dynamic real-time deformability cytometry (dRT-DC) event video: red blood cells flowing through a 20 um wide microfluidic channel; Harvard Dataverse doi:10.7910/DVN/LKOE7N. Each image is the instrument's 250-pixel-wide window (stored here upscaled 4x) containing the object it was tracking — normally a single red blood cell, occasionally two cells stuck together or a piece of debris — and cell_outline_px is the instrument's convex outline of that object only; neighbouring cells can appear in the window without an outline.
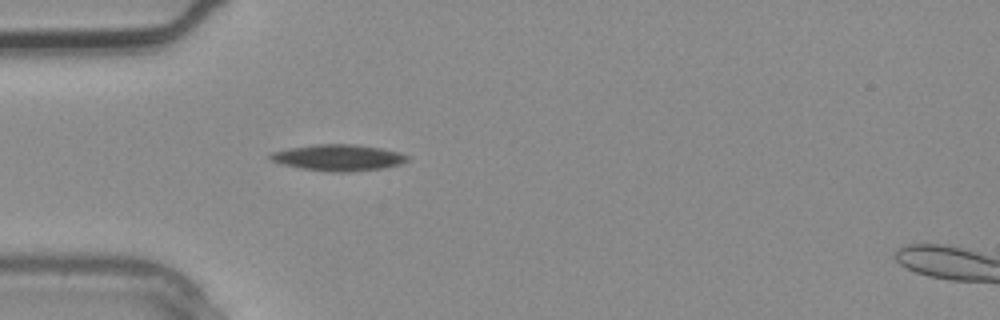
{"species": "common noctule bat (a hibernating species)", "species_latin": "Nyctalus noctula", "temperature_condition": "warm", "stored_images_in_passage": 1, "camera_frame_rate_fps": 3000, "um_per_image_px": 0.085, "animal": {"sex": "male", "body_mass_g": 20.4}, "frame": {"image": 1, "passage_image": 1, "time_ms": 0.0, "image_size_px": [1000, 320], "cell_outline_px": [[408, 160], [400, 164], [384, 168], [348, 172], [328, 172], [300, 168], [280, 164], [272, 160], [268, 156], [272, 152], [288, 148], [312, 144], [356, 144], [380, 148], [400, 152], [408, 156]], "centroid_in_image_um": [28.74, 13.4], "position_along_channel_um": 56.3, "area_um2": 21.15}}